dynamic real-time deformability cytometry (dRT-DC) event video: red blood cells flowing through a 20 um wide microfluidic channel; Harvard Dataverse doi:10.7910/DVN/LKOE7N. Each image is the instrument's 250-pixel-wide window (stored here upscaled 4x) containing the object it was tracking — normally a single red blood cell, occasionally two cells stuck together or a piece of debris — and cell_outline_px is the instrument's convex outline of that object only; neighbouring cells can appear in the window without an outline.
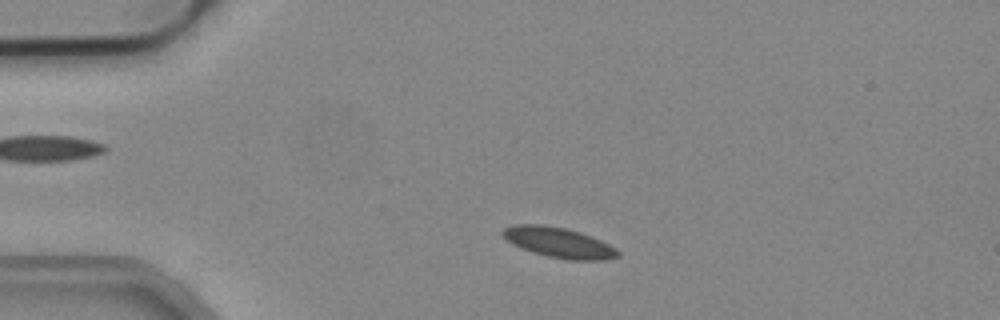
{"species": "common noctule bat (a hibernating species)", "species_latin": "Nyctalus noctula", "temperature_condition": "cold", "stored_images_in_passage": 11, "camera_frame_rate_fps": 3000, "um_per_image_px": 0.085, "animal": {"sex": "male", "body_mass_g": 19.2, "forearm_length_mm": 51.8}, "frame": {"image": 1, "passage_image": 6, "time_ms": 1.667, "image_size_px": [1000, 320], "cell_outline_px": [[620, 256], [604, 260], [572, 260], [548, 256], [524, 248], [508, 240], [504, 236], [504, 228], [516, 224], [540, 224], [564, 228], [580, 232], [592, 236], [616, 248], [620, 252]], "centroid_in_image_um": [47.58, 20.61], "position_along_channel_um": 37.4, "area_um2": 19.77}}